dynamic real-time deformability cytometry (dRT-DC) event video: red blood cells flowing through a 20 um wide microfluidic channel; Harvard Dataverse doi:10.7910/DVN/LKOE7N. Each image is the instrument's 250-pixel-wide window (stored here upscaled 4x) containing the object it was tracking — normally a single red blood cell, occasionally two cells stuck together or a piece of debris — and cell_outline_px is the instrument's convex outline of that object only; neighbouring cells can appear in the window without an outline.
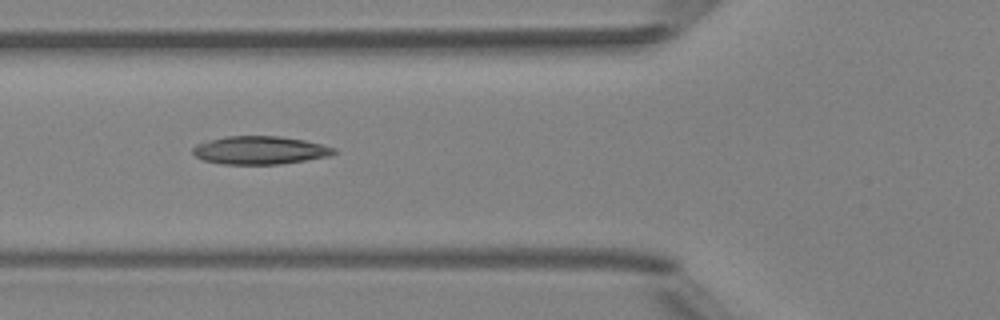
{"species": "Egyptian fruit bat (a non-hibernating species)", "species_latin": "Rousettus aegyptiacus", "temperature_condition": "room temperature", "stored_images_in_passage": 6, "camera_frame_rate_fps": 3000, "um_per_image_px": 0.085, "animal": {"sex": "female"}, "frame": {"image": 1, "passage_image": 4, "time_ms": 3.333, "image_size_px": [1000, 320], "cell_outline_px": [[336, 152], [332, 156], [280, 164], [224, 164], [204, 160], [196, 156], [192, 152], [192, 148], [196, 144], [224, 136], [276, 136], [304, 140], [336, 148]], "centroid_in_image_um": [22.1, 12.77], "position_along_channel_um": 103.7, "area_um2": 23.06}}
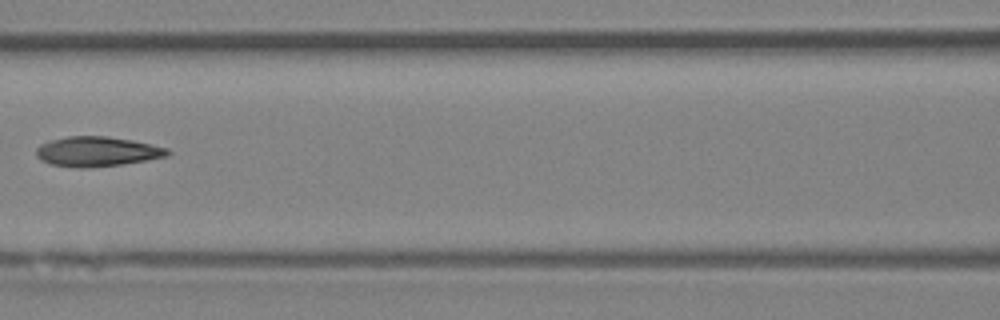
{"frame": {"image": 2, "passage_image": 5, "time_ms": 4.667, "image_size_px": [1000, 320], "cell_outline_px": [[172, 152], [168, 156], [120, 164], [80, 168], [52, 164], [40, 160], [36, 156], [36, 148], [40, 144], [52, 140], [68, 136], [104, 136], [132, 140], [168, 148]], "centroid_in_image_um": [8.24, 12.87], "position_along_channel_um": 158.4, "area_um2": 22.54}}
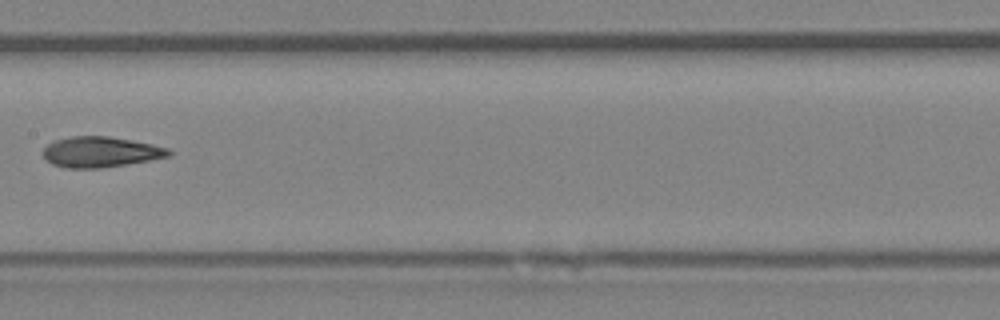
{"frame": {"image": 3, "passage_image": 6, "time_ms": 5.667, "image_size_px": [1000, 320], "cell_outline_px": [[172, 152], [168, 156], [148, 160], [100, 168], [64, 168], [52, 164], [44, 156], [44, 148], [52, 140], [72, 136], [108, 136], [132, 140], [152, 144], [168, 148]], "centroid_in_image_um": [8.51, 12.91], "position_along_channel_um": 198.9, "area_um2": 22.2}}